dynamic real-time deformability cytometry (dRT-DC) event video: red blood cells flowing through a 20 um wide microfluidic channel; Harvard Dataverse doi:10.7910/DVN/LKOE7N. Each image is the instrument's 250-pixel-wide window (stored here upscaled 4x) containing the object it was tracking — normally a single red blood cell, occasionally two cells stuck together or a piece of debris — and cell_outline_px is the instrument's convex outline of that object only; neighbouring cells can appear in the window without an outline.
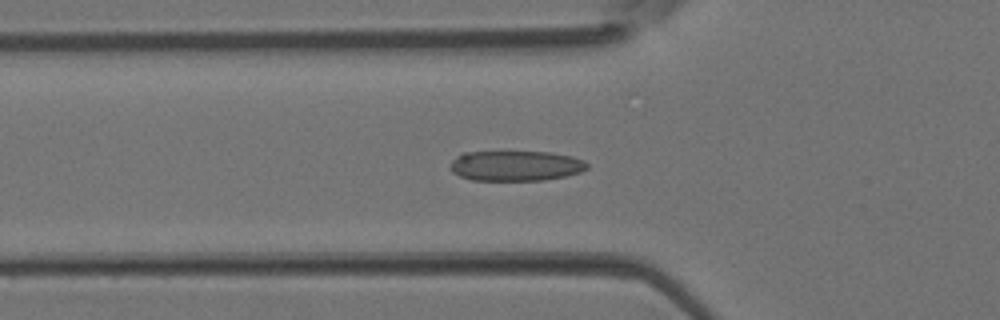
{"species": "Egyptian fruit bat (a non-hibernating species)", "species_latin": "Rousettus aegyptiacus", "temperature_condition": "room temperature", "stored_images_in_passage": 30, "camera_frame_rate_fps": 3000, "um_per_image_px": 0.085, "animal": {"sex": "female"}, "frame": {"image": 1, "passage_image": 2, "time_ms": 0.333, "image_size_px": [1000, 320], "cell_outline_px": [[588, 168], [580, 172], [564, 176], [544, 180], [472, 180], [460, 176], [452, 172], [448, 168], [452, 160], [456, 156], [464, 152], [552, 152], [572, 156], [584, 160], [588, 164]], "centroid_in_image_um": [43.82, 14.09], "position_along_channel_um": 82.0, "area_um2": 24.22}}
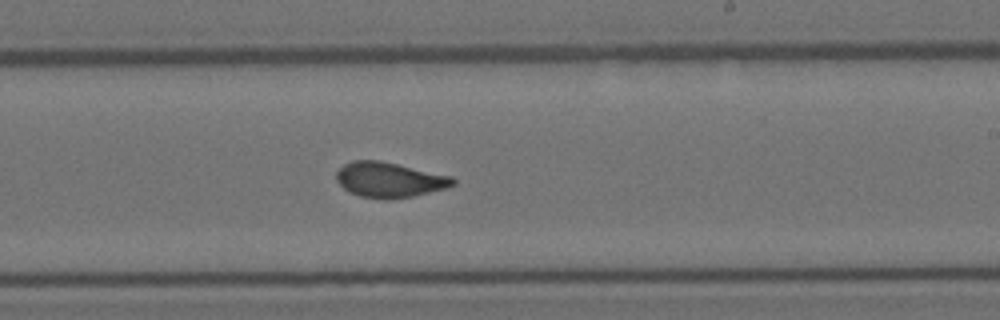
{"frame": {"image": 2, "passage_image": 13, "time_ms": 4.0, "image_size_px": [1000, 320], "cell_outline_px": [[456, 184], [448, 188], [412, 196], [392, 200], [384, 200], [360, 196], [348, 192], [336, 180], [336, 172], [344, 164], [352, 160], [380, 160], [452, 176], [456, 180]], "centroid_in_image_um": [33.1, 15.29], "position_along_channel_um": 255.9, "area_um2": 24.16}}
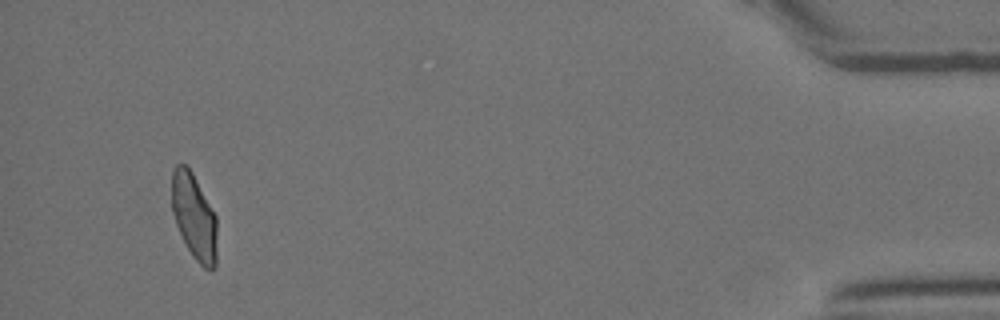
{"frame": {"image": 3, "passage_image": 28, "time_ms": 9.0, "image_size_px": [1000, 320], "cell_outline_px": [[216, 268], [204, 268], [192, 256], [176, 224], [172, 212], [172, 168], [176, 164], [184, 164], [192, 172], [216, 216]], "centroid_in_image_um": [16.49, 18.4], "position_along_channel_um": 418.7, "area_um2": 22.37}}